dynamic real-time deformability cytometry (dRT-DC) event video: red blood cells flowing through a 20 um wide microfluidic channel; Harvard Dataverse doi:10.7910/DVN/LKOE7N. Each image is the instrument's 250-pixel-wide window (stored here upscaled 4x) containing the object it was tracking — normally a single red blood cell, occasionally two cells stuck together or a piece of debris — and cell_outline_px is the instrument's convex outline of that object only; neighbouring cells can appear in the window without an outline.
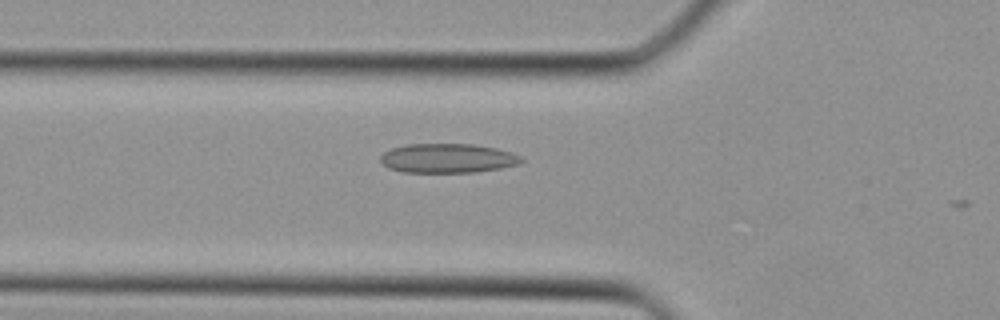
{"species": "Egyptian fruit bat (a non-hibernating species)", "species_latin": "Rousettus aegyptiacus", "temperature_condition": "cold", "stored_images_in_passage": 8, "camera_frame_rate_fps": 3000, "um_per_image_px": 0.085, "animal": {"sex": "female"}, "frame": {"image": 1, "passage_image": 2, "time_ms": 0.333, "image_size_px": [1000, 320], "cell_outline_px": [[524, 160], [516, 164], [500, 168], [476, 172], [404, 172], [388, 168], [380, 160], [380, 156], [384, 152], [392, 148], [408, 144], [472, 144], [496, 148], [512, 152], [520, 156]], "centroid_in_image_um": [38.04, 13.45], "position_along_channel_um": 87.8, "area_um2": 23.93}}
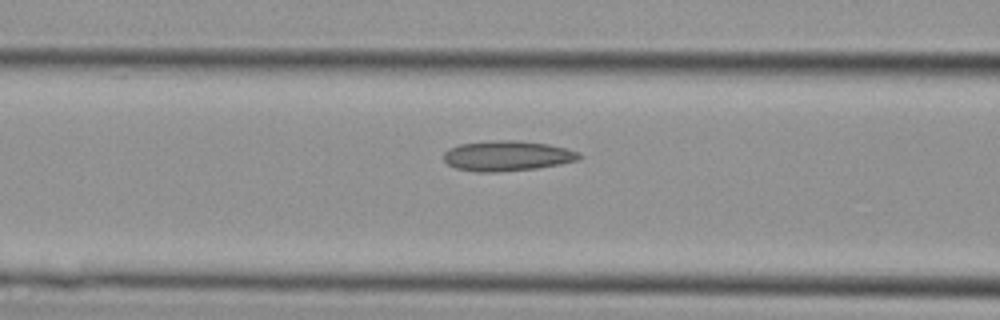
{"frame": {"image": 2, "passage_image": 4, "time_ms": 1.0, "image_size_px": [1000, 320], "cell_outline_px": [[584, 156], [580, 160], [560, 164], [536, 168], [496, 172], [476, 172], [456, 168], [448, 164], [444, 160], [444, 152], [448, 148], [460, 144], [496, 140], [516, 140], [548, 144], [568, 148], [580, 152]], "centroid_in_image_um": [43.15, 13.24], "position_along_channel_um": 123.4, "area_um2": 24.04}}
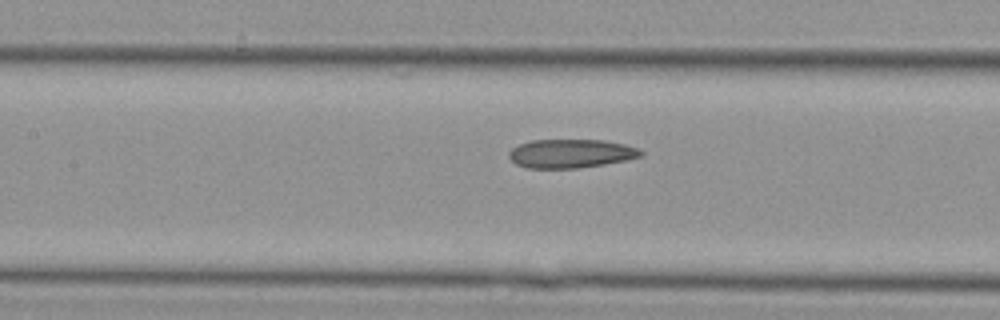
{"frame": {"image": 3, "passage_image": 6, "time_ms": 1.667, "image_size_px": [1000, 320], "cell_outline_px": [[644, 156], [628, 160], [604, 164], [576, 168], [528, 168], [516, 164], [508, 156], [508, 152], [512, 148], [520, 144], [532, 140], [604, 140], [624, 144], [636, 148], [644, 152]], "centroid_in_image_um": [48.54, 13.05], "position_along_channel_um": 158.9, "area_um2": 22.08}}